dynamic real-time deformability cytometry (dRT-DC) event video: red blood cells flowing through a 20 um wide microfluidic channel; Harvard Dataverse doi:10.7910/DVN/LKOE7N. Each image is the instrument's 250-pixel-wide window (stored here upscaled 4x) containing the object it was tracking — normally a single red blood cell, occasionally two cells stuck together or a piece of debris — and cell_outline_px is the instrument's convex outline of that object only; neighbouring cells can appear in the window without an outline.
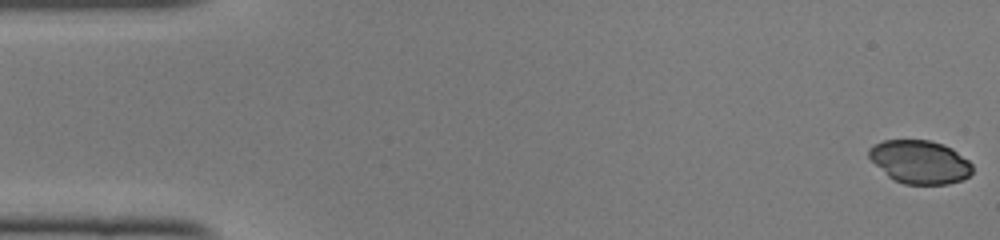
{"species": "common noctule bat (a hibernating species)", "species_latin": "Nyctalus noctula", "temperature_condition": "cold", "stored_images_in_passage": 25, "camera_frame_rate_fps": 3000, "um_per_image_px": 0.085, "animal": {"sex": "female", "body_mass_g": 22.0, "forearm_length_mm": 56.7}, "frame": {"image": 1, "passage_image": 1, "time_ms": 0.0, "image_size_px": [1000, 240], "cell_outline_px": [[972, 172], [968, 176], [960, 180], [948, 184], [904, 184], [892, 180], [868, 156], [868, 148], [872, 144], [884, 140], [928, 140], [944, 144], [952, 148], [968, 160], [972, 164]], "centroid_in_image_um": [78.17, 13.76], "position_along_channel_um": 6.8, "area_um2": 26.13}}
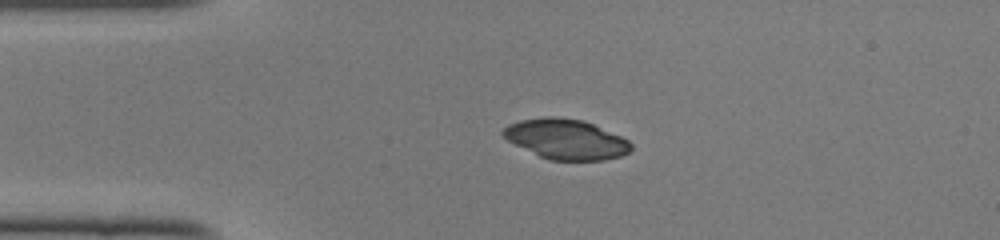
{"frame": {"image": 2, "passage_image": 11, "time_ms": 3.333, "image_size_px": [1000, 240], "cell_outline_px": [[632, 148], [628, 152], [620, 156], [604, 160], [548, 160], [500, 136], [500, 132], [508, 124], [520, 120], [544, 116], [556, 116], [584, 120], [620, 136], [628, 140], [632, 144]], "centroid_in_image_um": [48.09, 11.81], "position_along_channel_um": 36.9, "area_um2": 29.82}}